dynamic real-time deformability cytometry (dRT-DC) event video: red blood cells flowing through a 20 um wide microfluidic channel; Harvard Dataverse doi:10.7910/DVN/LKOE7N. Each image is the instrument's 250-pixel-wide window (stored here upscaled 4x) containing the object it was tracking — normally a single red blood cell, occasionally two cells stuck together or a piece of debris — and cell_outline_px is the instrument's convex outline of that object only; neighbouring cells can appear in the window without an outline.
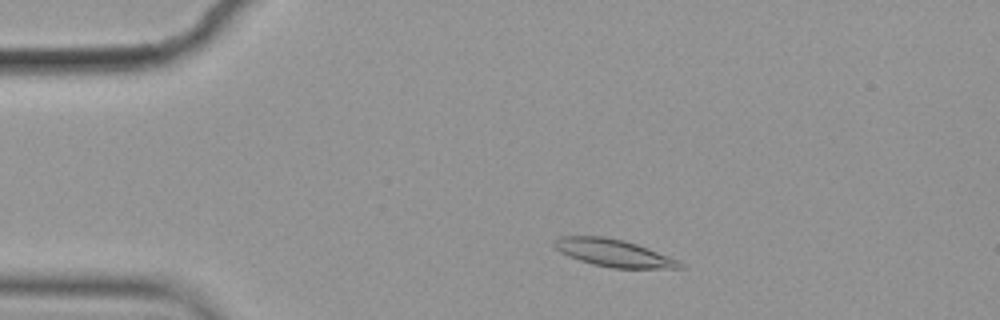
{"species": "common noctule bat (a hibernating species)", "species_latin": "Nyctalus noctula", "temperature_condition": "cold", "stored_images_in_passage": 52, "camera_frame_rate_fps": 3000, "um_per_image_px": 0.085, "animal": {"sex": "female", "body_mass_g": 19.9}, "frame": {"image": 1, "passage_image": 6, "time_ms": 1.667, "image_size_px": [1000, 320], "cell_outline_px": [[684, 268], [612, 268], [592, 264], [568, 256], [560, 252], [552, 244], [552, 240], [556, 236], [604, 236], [624, 240], [648, 248], [680, 260], [684, 264]], "centroid_in_image_um": [52.14, 21.49], "position_along_channel_um": 32.9, "area_um2": 20.23}}
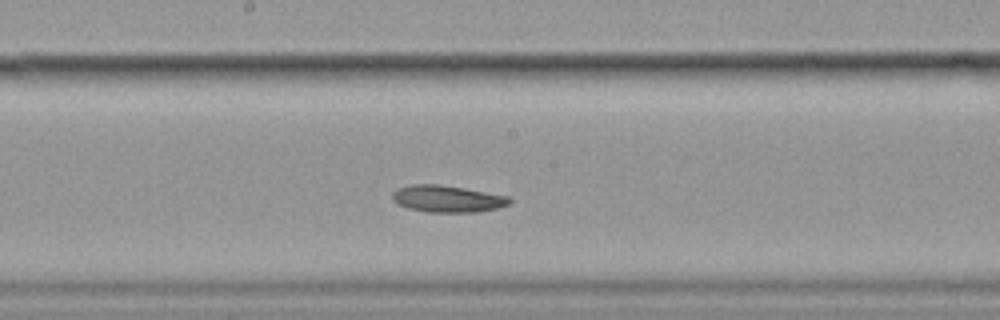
{"frame": {"image": 2, "passage_image": 25, "time_ms": 8.0, "image_size_px": [1000, 320], "cell_outline_px": [[512, 200], [508, 204], [496, 208], [476, 212], [428, 212], [408, 208], [396, 204], [392, 200], [392, 192], [400, 188], [412, 184], [436, 184], [464, 188], [508, 196]], "centroid_in_image_um": [37.99, 16.9], "position_along_channel_um": 210.2, "area_um2": 18.21}}
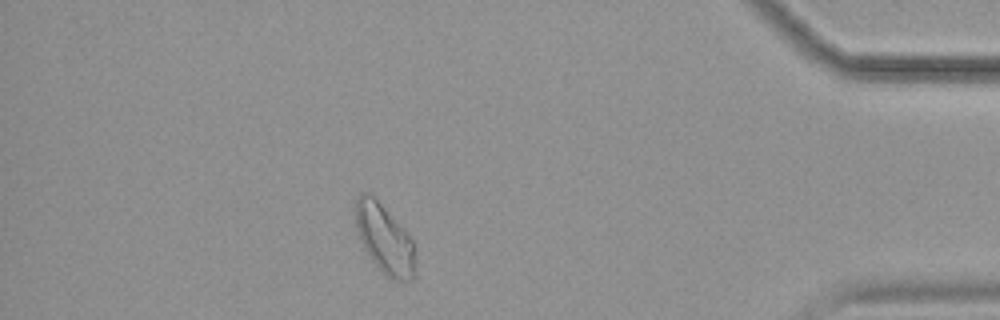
{"frame": {"image": 3, "passage_image": 45, "time_ms": 14.667, "image_size_px": [1000, 320], "cell_outline_px": [[416, 272], [412, 280], [392, 280], [384, 276], [372, 260], [364, 248], [360, 240], [356, 228], [352, 208], [356, 196], [360, 192], [368, 192], [380, 204], [412, 240], [416, 248]], "centroid_in_image_um": [32.65, 20.33], "position_along_channel_um": 402.5, "area_um2": 24.45}, "authors_computed_cell_mechanics": {"area_um2": 19.7098, "velocity_mm_per_s": 3.5139, "shape_relaxation_time_tau1_ms": 7.2065, "shape_relaxation_time_tau2_ms": null, "deformation_change_tau1": 0.1474, "deformation_change_tau2": null}}